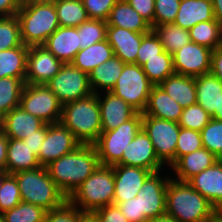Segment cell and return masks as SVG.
Masks as SVG:
<instances>
[{"label":"cell","mask_w":222,"mask_h":222,"mask_svg":"<svg viewBox=\"0 0 222 222\" xmlns=\"http://www.w3.org/2000/svg\"><path fill=\"white\" fill-rule=\"evenodd\" d=\"M9 173L7 171H0V189L3 184L4 178L8 175Z\"/></svg>","instance_id":"cell-60"},{"label":"cell","mask_w":222,"mask_h":222,"mask_svg":"<svg viewBox=\"0 0 222 222\" xmlns=\"http://www.w3.org/2000/svg\"><path fill=\"white\" fill-rule=\"evenodd\" d=\"M62 105L92 94L89 74L71 63L63 64L60 71L46 84Z\"/></svg>","instance_id":"cell-11"},{"label":"cell","mask_w":222,"mask_h":222,"mask_svg":"<svg viewBox=\"0 0 222 222\" xmlns=\"http://www.w3.org/2000/svg\"><path fill=\"white\" fill-rule=\"evenodd\" d=\"M29 47L20 45L0 51V78L13 77L25 79Z\"/></svg>","instance_id":"cell-32"},{"label":"cell","mask_w":222,"mask_h":222,"mask_svg":"<svg viewBox=\"0 0 222 222\" xmlns=\"http://www.w3.org/2000/svg\"><path fill=\"white\" fill-rule=\"evenodd\" d=\"M16 16L22 42L28 47L43 45L60 27L54 2L22 1Z\"/></svg>","instance_id":"cell-4"},{"label":"cell","mask_w":222,"mask_h":222,"mask_svg":"<svg viewBox=\"0 0 222 222\" xmlns=\"http://www.w3.org/2000/svg\"><path fill=\"white\" fill-rule=\"evenodd\" d=\"M80 35V50L106 39L107 22L89 19L77 27Z\"/></svg>","instance_id":"cell-40"},{"label":"cell","mask_w":222,"mask_h":222,"mask_svg":"<svg viewBox=\"0 0 222 222\" xmlns=\"http://www.w3.org/2000/svg\"><path fill=\"white\" fill-rule=\"evenodd\" d=\"M148 222H178L175 218L168 214H164L149 220Z\"/></svg>","instance_id":"cell-58"},{"label":"cell","mask_w":222,"mask_h":222,"mask_svg":"<svg viewBox=\"0 0 222 222\" xmlns=\"http://www.w3.org/2000/svg\"><path fill=\"white\" fill-rule=\"evenodd\" d=\"M202 147L201 133L199 131L180 127L175 151V163L182 156L199 150Z\"/></svg>","instance_id":"cell-43"},{"label":"cell","mask_w":222,"mask_h":222,"mask_svg":"<svg viewBox=\"0 0 222 222\" xmlns=\"http://www.w3.org/2000/svg\"><path fill=\"white\" fill-rule=\"evenodd\" d=\"M112 167L114 168L115 180L114 205L135 198L145 180L153 173L141 167L120 164Z\"/></svg>","instance_id":"cell-17"},{"label":"cell","mask_w":222,"mask_h":222,"mask_svg":"<svg viewBox=\"0 0 222 222\" xmlns=\"http://www.w3.org/2000/svg\"><path fill=\"white\" fill-rule=\"evenodd\" d=\"M200 133L202 146L220 159L222 157V121L211 118Z\"/></svg>","instance_id":"cell-41"},{"label":"cell","mask_w":222,"mask_h":222,"mask_svg":"<svg viewBox=\"0 0 222 222\" xmlns=\"http://www.w3.org/2000/svg\"><path fill=\"white\" fill-rule=\"evenodd\" d=\"M219 158L202 147L190 154L182 156L170 169L175 174L174 180L187 182L194 175L212 166Z\"/></svg>","instance_id":"cell-23"},{"label":"cell","mask_w":222,"mask_h":222,"mask_svg":"<svg viewBox=\"0 0 222 222\" xmlns=\"http://www.w3.org/2000/svg\"><path fill=\"white\" fill-rule=\"evenodd\" d=\"M24 86L25 79L13 77L0 78V118L15 107L20 106Z\"/></svg>","instance_id":"cell-36"},{"label":"cell","mask_w":222,"mask_h":222,"mask_svg":"<svg viewBox=\"0 0 222 222\" xmlns=\"http://www.w3.org/2000/svg\"><path fill=\"white\" fill-rule=\"evenodd\" d=\"M102 131H112L131 119L137 111L111 91L97 94Z\"/></svg>","instance_id":"cell-19"},{"label":"cell","mask_w":222,"mask_h":222,"mask_svg":"<svg viewBox=\"0 0 222 222\" xmlns=\"http://www.w3.org/2000/svg\"><path fill=\"white\" fill-rule=\"evenodd\" d=\"M212 118L218 121H222V92L220 94L219 113H215V115Z\"/></svg>","instance_id":"cell-59"},{"label":"cell","mask_w":222,"mask_h":222,"mask_svg":"<svg viewBox=\"0 0 222 222\" xmlns=\"http://www.w3.org/2000/svg\"><path fill=\"white\" fill-rule=\"evenodd\" d=\"M159 86L182 108L197 102L195 77L174 73L161 82Z\"/></svg>","instance_id":"cell-28"},{"label":"cell","mask_w":222,"mask_h":222,"mask_svg":"<svg viewBox=\"0 0 222 222\" xmlns=\"http://www.w3.org/2000/svg\"><path fill=\"white\" fill-rule=\"evenodd\" d=\"M152 30L159 37L164 51L171 55L191 42L189 30H185L173 23L161 24L153 27Z\"/></svg>","instance_id":"cell-33"},{"label":"cell","mask_w":222,"mask_h":222,"mask_svg":"<svg viewBox=\"0 0 222 222\" xmlns=\"http://www.w3.org/2000/svg\"><path fill=\"white\" fill-rule=\"evenodd\" d=\"M125 63L113 56L89 74L90 86L93 93L109 92L115 86Z\"/></svg>","instance_id":"cell-30"},{"label":"cell","mask_w":222,"mask_h":222,"mask_svg":"<svg viewBox=\"0 0 222 222\" xmlns=\"http://www.w3.org/2000/svg\"><path fill=\"white\" fill-rule=\"evenodd\" d=\"M41 167L37 156L22 140L8 138L6 171L14 174L19 171L34 170Z\"/></svg>","instance_id":"cell-29"},{"label":"cell","mask_w":222,"mask_h":222,"mask_svg":"<svg viewBox=\"0 0 222 222\" xmlns=\"http://www.w3.org/2000/svg\"><path fill=\"white\" fill-rule=\"evenodd\" d=\"M153 86L154 84L148 79L141 66L129 63L124 65L111 92L137 112L143 113Z\"/></svg>","instance_id":"cell-8"},{"label":"cell","mask_w":222,"mask_h":222,"mask_svg":"<svg viewBox=\"0 0 222 222\" xmlns=\"http://www.w3.org/2000/svg\"><path fill=\"white\" fill-rule=\"evenodd\" d=\"M191 42L215 50L222 44V24L216 19L197 23L189 29Z\"/></svg>","instance_id":"cell-35"},{"label":"cell","mask_w":222,"mask_h":222,"mask_svg":"<svg viewBox=\"0 0 222 222\" xmlns=\"http://www.w3.org/2000/svg\"><path fill=\"white\" fill-rule=\"evenodd\" d=\"M117 164L141 167L153 173L166 170V167L158 160L153 143L143 128L128 144L126 151H123L122 159Z\"/></svg>","instance_id":"cell-16"},{"label":"cell","mask_w":222,"mask_h":222,"mask_svg":"<svg viewBox=\"0 0 222 222\" xmlns=\"http://www.w3.org/2000/svg\"><path fill=\"white\" fill-rule=\"evenodd\" d=\"M64 64L71 63L80 50V35L77 27H59L43 44Z\"/></svg>","instance_id":"cell-22"},{"label":"cell","mask_w":222,"mask_h":222,"mask_svg":"<svg viewBox=\"0 0 222 222\" xmlns=\"http://www.w3.org/2000/svg\"><path fill=\"white\" fill-rule=\"evenodd\" d=\"M46 213L47 210L41 206L21 201L2 215L4 222H44Z\"/></svg>","instance_id":"cell-38"},{"label":"cell","mask_w":222,"mask_h":222,"mask_svg":"<svg viewBox=\"0 0 222 222\" xmlns=\"http://www.w3.org/2000/svg\"><path fill=\"white\" fill-rule=\"evenodd\" d=\"M166 214L178 222H213L220 214L188 182L168 181L166 190Z\"/></svg>","instance_id":"cell-2"},{"label":"cell","mask_w":222,"mask_h":222,"mask_svg":"<svg viewBox=\"0 0 222 222\" xmlns=\"http://www.w3.org/2000/svg\"><path fill=\"white\" fill-rule=\"evenodd\" d=\"M197 104H199L212 118L219 113L222 81L211 72L195 77Z\"/></svg>","instance_id":"cell-25"},{"label":"cell","mask_w":222,"mask_h":222,"mask_svg":"<svg viewBox=\"0 0 222 222\" xmlns=\"http://www.w3.org/2000/svg\"><path fill=\"white\" fill-rule=\"evenodd\" d=\"M63 64L43 45L30 46L25 83L46 85L60 71Z\"/></svg>","instance_id":"cell-15"},{"label":"cell","mask_w":222,"mask_h":222,"mask_svg":"<svg viewBox=\"0 0 222 222\" xmlns=\"http://www.w3.org/2000/svg\"><path fill=\"white\" fill-rule=\"evenodd\" d=\"M212 52L210 48L189 42L172 54L176 74L196 77L211 71Z\"/></svg>","instance_id":"cell-14"},{"label":"cell","mask_w":222,"mask_h":222,"mask_svg":"<svg viewBox=\"0 0 222 222\" xmlns=\"http://www.w3.org/2000/svg\"><path fill=\"white\" fill-rule=\"evenodd\" d=\"M21 201V193L16 178L13 174H8L0 189V213L14 208Z\"/></svg>","instance_id":"cell-44"},{"label":"cell","mask_w":222,"mask_h":222,"mask_svg":"<svg viewBox=\"0 0 222 222\" xmlns=\"http://www.w3.org/2000/svg\"><path fill=\"white\" fill-rule=\"evenodd\" d=\"M147 33H137L107 25L106 39L118 57L125 64H135L142 37Z\"/></svg>","instance_id":"cell-20"},{"label":"cell","mask_w":222,"mask_h":222,"mask_svg":"<svg viewBox=\"0 0 222 222\" xmlns=\"http://www.w3.org/2000/svg\"><path fill=\"white\" fill-rule=\"evenodd\" d=\"M80 145L81 143L73 133L60 122L46 123V137L37 156L38 162L41 166L46 167L61 156L74 151Z\"/></svg>","instance_id":"cell-13"},{"label":"cell","mask_w":222,"mask_h":222,"mask_svg":"<svg viewBox=\"0 0 222 222\" xmlns=\"http://www.w3.org/2000/svg\"><path fill=\"white\" fill-rule=\"evenodd\" d=\"M54 4L60 27H78L90 19L82 0H57Z\"/></svg>","instance_id":"cell-34"},{"label":"cell","mask_w":222,"mask_h":222,"mask_svg":"<svg viewBox=\"0 0 222 222\" xmlns=\"http://www.w3.org/2000/svg\"><path fill=\"white\" fill-rule=\"evenodd\" d=\"M181 0H155L154 27L173 23Z\"/></svg>","instance_id":"cell-46"},{"label":"cell","mask_w":222,"mask_h":222,"mask_svg":"<svg viewBox=\"0 0 222 222\" xmlns=\"http://www.w3.org/2000/svg\"><path fill=\"white\" fill-rule=\"evenodd\" d=\"M142 128V113L137 112L131 119L112 131H102L93 144L103 166L116 165L126 151L128 144Z\"/></svg>","instance_id":"cell-7"},{"label":"cell","mask_w":222,"mask_h":222,"mask_svg":"<svg viewBox=\"0 0 222 222\" xmlns=\"http://www.w3.org/2000/svg\"><path fill=\"white\" fill-rule=\"evenodd\" d=\"M163 52L164 48L159 37L151 30L142 37L135 64L142 66L148 60L159 57V54Z\"/></svg>","instance_id":"cell-45"},{"label":"cell","mask_w":222,"mask_h":222,"mask_svg":"<svg viewBox=\"0 0 222 222\" xmlns=\"http://www.w3.org/2000/svg\"><path fill=\"white\" fill-rule=\"evenodd\" d=\"M45 137H46V123L40 129H38V134H31L30 136H27L24 139H22V141L30 147V149L36 156H38L40 147L43 141L45 140Z\"/></svg>","instance_id":"cell-52"},{"label":"cell","mask_w":222,"mask_h":222,"mask_svg":"<svg viewBox=\"0 0 222 222\" xmlns=\"http://www.w3.org/2000/svg\"><path fill=\"white\" fill-rule=\"evenodd\" d=\"M148 79L154 84L159 85L168 76L173 75V60L172 55L164 51L159 54V57L148 60L142 66Z\"/></svg>","instance_id":"cell-37"},{"label":"cell","mask_w":222,"mask_h":222,"mask_svg":"<svg viewBox=\"0 0 222 222\" xmlns=\"http://www.w3.org/2000/svg\"><path fill=\"white\" fill-rule=\"evenodd\" d=\"M115 192L114 168L100 165L68 197V201L83 213L113 204Z\"/></svg>","instance_id":"cell-5"},{"label":"cell","mask_w":222,"mask_h":222,"mask_svg":"<svg viewBox=\"0 0 222 222\" xmlns=\"http://www.w3.org/2000/svg\"><path fill=\"white\" fill-rule=\"evenodd\" d=\"M44 124L40 118L18 106L1 118L0 130L8 138L22 140L31 134H38V129Z\"/></svg>","instance_id":"cell-21"},{"label":"cell","mask_w":222,"mask_h":222,"mask_svg":"<svg viewBox=\"0 0 222 222\" xmlns=\"http://www.w3.org/2000/svg\"><path fill=\"white\" fill-rule=\"evenodd\" d=\"M62 104L46 85L27 84L23 88L20 107L44 123H59Z\"/></svg>","instance_id":"cell-10"},{"label":"cell","mask_w":222,"mask_h":222,"mask_svg":"<svg viewBox=\"0 0 222 222\" xmlns=\"http://www.w3.org/2000/svg\"><path fill=\"white\" fill-rule=\"evenodd\" d=\"M60 123L68 128L81 144L93 145L102 133L97 94L92 93L64 104Z\"/></svg>","instance_id":"cell-3"},{"label":"cell","mask_w":222,"mask_h":222,"mask_svg":"<svg viewBox=\"0 0 222 222\" xmlns=\"http://www.w3.org/2000/svg\"><path fill=\"white\" fill-rule=\"evenodd\" d=\"M142 128L147 133L158 160L169 169L175 164V151L180 125L142 113Z\"/></svg>","instance_id":"cell-9"},{"label":"cell","mask_w":222,"mask_h":222,"mask_svg":"<svg viewBox=\"0 0 222 222\" xmlns=\"http://www.w3.org/2000/svg\"><path fill=\"white\" fill-rule=\"evenodd\" d=\"M187 182L205 197L219 214L222 212V161L220 159Z\"/></svg>","instance_id":"cell-18"},{"label":"cell","mask_w":222,"mask_h":222,"mask_svg":"<svg viewBox=\"0 0 222 222\" xmlns=\"http://www.w3.org/2000/svg\"><path fill=\"white\" fill-rule=\"evenodd\" d=\"M22 1L55 2V1H57V0H22Z\"/></svg>","instance_id":"cell-61"},{"label":"cell","mask_w":222,"mask_h":222,"mask_svg":"<svg viewBox=\"0 0 222 222\" xmlns=\"http://www.w3.org/2000/svg\"><path fill=\"white\" fill-rule=\"evenodd\" d=\"M210 72L222 81V44L212 52Z\"/></svg>","instance_id":"cell-54"},{"label":"cell","mask_w":222,"mask_h":222,"mask_svg":"<svg viewBox=\"0 0 222 222\" xmlns=\"http://www.w3.org/2000/svg\"><path fill=\"white\" fill-rule=\"evenodd\" d=\"M107 25L137 33H149L151 25L126 0H118L110 11Z\"/></svg>","instance_id":"cell-27"},{"label":"cell","mask_w":222,"mask_h":222,"mask_svg":"<svg viewBox=\"0 0 222 222\" xmlns=\"http://www.w3.org/2000/svg\"><path fill=\"white\" fill-rule=\"evenodd\" d=\"M94 145L81 144L46 166L49 176L68 198L99 166Z\"/></svg>","instance_id":"cell-1"},{"label":"cell","mask_w":222,"mask_h":222,"mask_svg":"<svg viewBox=\"0 0 222 222\" xmlns=\"http://www.w3.org/2000/svg\"><path fill=\"white\" fill-rule=\"evenodd\" d=\"M213 19L215 16L211 0H181L173 24L189 30L197 23Z\"/></svg>","instance_id":"cell-24"},{"label":"cell","mask_w":222,"mask_h":222,"mask_svg":"<svg viewBox=\"0 0 222 222\" xmlns=\"http://www.w3.org/2000/svg\"><path fill=\"white\" fill-rule=\"evenodd\" d=\"M210 119V115L196 103L183 108L178 124L180 127L200 132L209 123Z\"/></svg>","instance_id":"cell-42"},{"label":"cell","mask_w":222,"mask_h":222,"mask_svg":"<svg viewBox=\"0 0 222 222\" xmlns=\"http://www.w3.org/2000/svg\"><path fill=\"white\" fill-rule=\"evenodd\" d=\"M150 25L154 27L155 0H126Z\"/></svg>","instance_id":"cell-51"},{"label":"cell","mask_w":222,"mask_h":222,"mask_svg":"<svg viewBox=\"0 0 222 222\" xmlns=\"http://www.w3.org/2000/svg\"><path fill=\"white\" fill-rule=\"evenodd\" d=\"M0 222H4V218H3L2 213H0Z\"/></svg>","instance_id":"cell-63"},{"label":"cell","mask_w":222,"mask_h":222,"mask_svg":"<svg viewBox=\"0 0 222 222\" xmlns=\"http://www.w3.org/2000/svg\"><path fill=\"white\" fill-rule=\"evenodd\" d=\"M77 222H99L93 213H83Z\"/></svg>","instance_id":"cell-57"},{"label":"cell","mask_w":222,"mask_h":222,"mask_svg":"<svg viewBox=\"0 0 222 222\" xmlns=\"http://www.w3.org/2000/svg\"><path fill=\"white\" fill-rule=\"evenodd\" d=\"M213 222H222V217L219 215Z\"/></svg>","instance_id":"cell-62"},{"label":"cell","mask_w":222,"mask_h":222,"mask_svg":"<svg viewBox=\"0 0 222 222\" xmlns=\"http://www.w3.org/2000/svg\"><path fill=\"white\" fill-rule=\"evenodd\" d=\"M24 45L16 15L0 17V51Z\"/></svg>","instance_id":"cell-39"},{"label":"cell","mask_w":222,"mask_h":222,"mask_svg":"<svg viewBox=\"0 0 222 222\" xmlns=\"http://www.w3.org/2000/svg\"><path fill=\"white\" fill-rule=\"evenodd\" d=\"M183 108L172 99L159 85H154L148 104L143 112L147 116L179 122Z\"/></svg>","instance_id":"cell-26"},{"label":"cell","mask_w":222,"mask_h":222,"mask_svg":"<svg viewBox=\"0 0 222 222\" xmlns=\"http://www.w3.org/2000/svg\"><path fill=\"white\" fill-rule=\"evenodd\" d=\"M121 213L129 222H148L143 214H140L139 199L132 198L117 205Z\"/></svg>","instance_id":"cell-49"},{"label":"cell","mask_w":222,"mask_h":222,"mask_svg":"<svg viewBox=\"0 0 222 222\" xmlns=\"http://www.w3.org/2000/svg\"><path fill=\"white\" fill-rule=\"evenodd\" d=\"M215 19L222 24V0H211Z\"/></svg>","instance_id":"cell-56"},{"label":"cell","mask_w":222,"mask_h":222,"mask_svg":"<svg viewBox=\"0 0 222 222\" xmlns=\"http://www.w3.org/2000/svg\"><path fill=\"white\" fill-rule=\"evenodd\" d=\"M8 137L0 130V171H6Z\"/></svg>","instance_id":"cell-55"},{"label":"cell","mask_w":222,"mask_h":222,"mask_svg":"<svg viewBox=\"0 0 222 222\" xmlns=\"http://www.w3.org/2000/svg\"><path fill=\"white\" fill-rule=\"evenodd\" d=\"M22 0H0V17L14 16L20 9Z\"/></svg>","instance_id":"cell-53"},{"label":"cell","mask_w":222,"mask_h":222,"mask_svg":"<svg viewBox=\"0 0 222 222\" xmlns=\"http://www.w3.org/2000/svg\"><path fill=\"white\" fill-rule=\"evenodd\" d=\"M93 214L99 222H129L128 219L121 213L117 205H107L102 207Z\"/></svg>","instance_id":"cell-50"},{"label":"cell","mask_w":222,"mask_h":222,"mask_svg":"<svg viewBox=\"0 0 222 222\" xmlns=\"http://www.w3.org/2000/svg\"><path fill=\"white\" fill-rule=\"evenodd\" d=\"M114 56V51L107 39L77 52L71 64L81 71L90 72Z\"/></svg>","instance_id":"cell-31"},{"label":"cell","mask_w":222,"mask_h":222,"mask_svg":"<svg viewBox=\"0 0 222 222\" xmlns=\"http://www.w3.org/2000/svg\"><path fill=\"white\" fill-rule=\"evenodd\" d=\"M21 193V200L50 211L61 207L68 198L49 176L46 167L19 171L13 174Z\"/></svg>","instance_id":"cell-6"},{"label":"cell","mask_w":222,"mask_h":222,"mask_svg":"<svg viewBox=\"0 0 222 222\" xmlns=\"http://www.w3.org/2000/svg\"><path fill=\"white\" fill-rule=\"evenodd\" d=\"M83 212L68 200L59 208L47 211L44 222H77Z\"/></svg>","instance_id":"cell-47"},{"label":"cell","mask_w":222,"mask_h":222,"mask_svg":"<svg viewBox=\"0 0 222 222\" xmlns=\"http://www.w3.org/2000/svg\"><path fill=\"white\" fill-rule=\"evenodd\" d=\"M90 19L107 21L118 0H82Z\"/></svg>","instance_id":"cell-48"},{"label":"cell","mask_w":222,"mask_h":222,"mask_svg":"<svg viewBox=\"0 0 222 222\" xmlns=\"http://www.w3.org/2000/svg\"><path fill=\"white\" fill-rule=\"evenodd\" d=\"M163 172L165 171L152 173L136 196L139 199L140 214L148 221L166 214V190L172 175L168 171L167 174Z\"/></svg>","instance_id":"cell-12"}]
</instances>
